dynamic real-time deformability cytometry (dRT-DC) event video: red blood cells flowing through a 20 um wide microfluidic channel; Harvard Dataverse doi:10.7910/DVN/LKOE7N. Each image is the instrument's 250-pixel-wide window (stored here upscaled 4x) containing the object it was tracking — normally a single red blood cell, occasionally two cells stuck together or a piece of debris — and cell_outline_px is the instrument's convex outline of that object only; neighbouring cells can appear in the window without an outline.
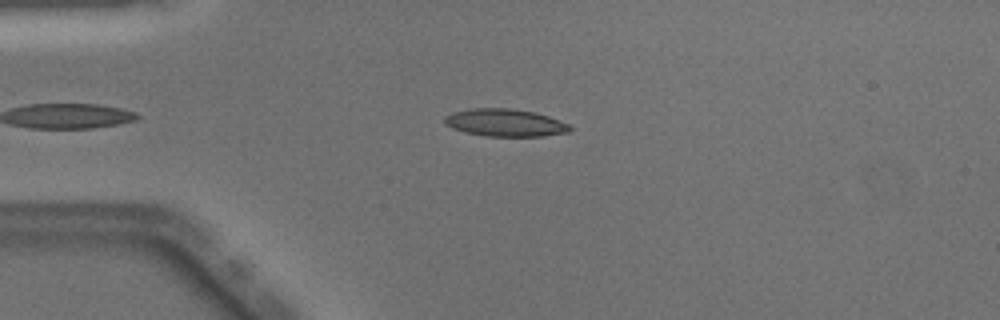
{"species": "Egyptian fruit bat (a non-hibernating species)", "species_latin": "Rousettus aegyptiacus", "temperature_condition": "warm", "stored_images_in_passage": 39, "camera_frame_rate_fps": 3000, "um_per_image_px": 0.085, "animal": {"sex": "male"}, "frame": {"image": 1, "passage_image": 2, "time_ms": 0.333, "image_size_px": [1000, 320], "cell_outline_px": [[572, 128], [568, 132], [544, 136], [484, 136], [464, 132], [452, 128], [444, 124], [444, 116], [452, 112], [468, 108], [508, 108], [536, 112], [548, 116], [568, 124]], "centroid_in_image_um": [42.88, 10.42], "position_along_channel_um": 42.1, "area_um2": 20.23}}
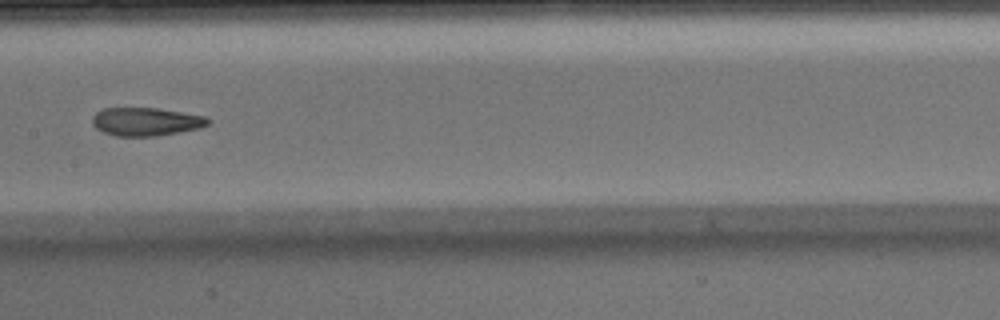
{"frame": {"image": 2, "passage_image": 15, "time_ms": 4.667, "image_size_px": [1000, 320], "cell_outline_px": [[212, 120], [208, 124], [200, 128], [180, 132], [156, 136], [116, 136], [104, 132], [96, 128], [92, 124], [92, 116], [96, 112], [104, 108], [156, 108], [204, 116]], "centroid_in_image_um": [12.39, 10.34], "position_along_channel_um": 195.0, "area_um2": 19.02}}
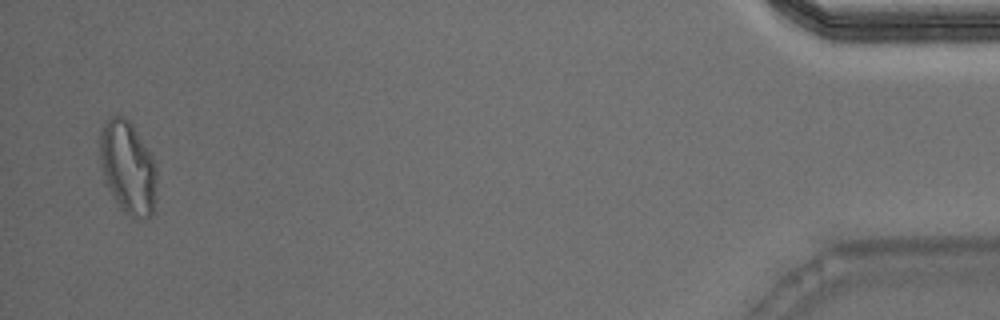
{"frame": {"image": 3, "passage_image": 38, "time_ms": 12.333, "image_size_px": [1000, 320], "cell_outline_px": [[156, 180], [152, 212], [144, 220], [128, 216], [120, 208], [104, 180], [100, 164], [100, 132], [104, 120], [112, 116], [124, 116], [132, 124], [148, 152], [156, 168]], "centroid_in_image_um": [10.82, 14.23], "position_along_channel_um": 424.4, "area_um2": 30.35}, "authors_computed_cell_mechanics": {"area_um2": 20.1722, "velocity_mm_per_s": 4.0756, "shape_relaxation_time_tau1_ms": null, "shape_relaxation_time_tau2_ms": 3.0847, "deformation_change_tau1": null, "deformation_change_tau2": 0.0796}}